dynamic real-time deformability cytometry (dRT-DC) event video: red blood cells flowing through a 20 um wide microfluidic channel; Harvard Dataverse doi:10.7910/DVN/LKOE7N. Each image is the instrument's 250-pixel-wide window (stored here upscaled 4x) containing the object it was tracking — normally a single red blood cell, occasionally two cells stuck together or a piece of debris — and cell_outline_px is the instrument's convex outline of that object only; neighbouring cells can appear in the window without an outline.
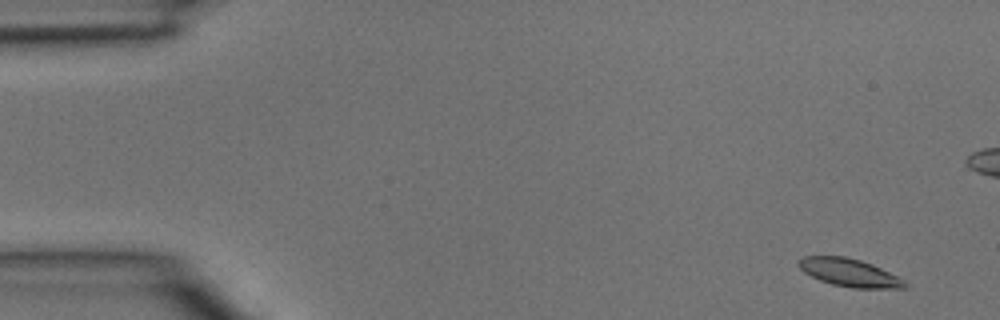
{"species": "common noctule bat (a hibernating species)", "species_latin": "Nyctalus noctula", "temperature_condition": "room temperature", "stored_images_in_passage": 5, "camera_frame_rate_fps": 3000, "um_per_image_px": 0.085, "animal": {"sex": "male", "body_mass_g": 15.6}, "frame": {"image": 1, "passage_image": 1, "time_ms": 0.0, "image_size_px": [1000, 320], "cell_outline_px": [[908, 288], [852, 288], [832, 284], [820, 280], [804, 272], [796, 264], [796, 260], [804, 256], [844, 256], [860, 260], [872, 264], [904, 280], [908, 284]], "centroid_in_image_um": [72.17, 23.17], "position_along_channel_um": 12.8, "area_um2": 17.22}}